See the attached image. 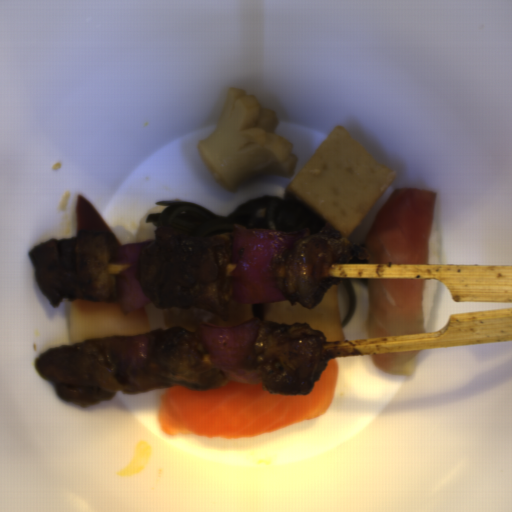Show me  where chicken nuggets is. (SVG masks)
Segmentation results:
<instances>
[{
  "label": "chicken nuggets",
  "mask_w": 512,
  "mask_h": 512,
  "mask_svg": "<svg viewBox=\"0 0 512 512\" xmlns=\"http://www.w3.org/2000/svg\"><path fill=\"white\" fill-rule=\"evenodd\" d=\"M233 232L191 237L170 226L154 230L139 257L138 278L156 308L208 310L229 320L236 263Z\"/></svg>",
  "instance_id": "90cb4de2"
},
{
  "label": "chicken nuggets",
  "mask_w": 512,
  "mask_h": 512,
  "mask_svg": "<svg viewBox=\"0 0 512 512\" xmlns=\"http://www.w3.org/2000/svg\"><path fill=\"white\" fill-rule=\"evenodd\" d=\"M115 237L97 230L79 231L68 239L38 243L29 252L34 278L47 302L118 299L114 259Z\"/></svg>",
  "instance_id": "f4ed5422"
},
{
  "label": "chicken nuggets",
  "mask_w": 512,
  "mask_h": 512,
  "mask_svg": "<svg viewBox=\"0 0 512 512\" xmlns=\"http://www.w3.org/2000/svg\"><path fill=\"white\" fill-rule=\"evenodd\" d=\"M369 258L366 248L327 225L319 233L300 239L285 254L277 255L271 268L281 296L292 306L298 303L312 310L340 281L328 274L331 266L365 264Z\"/></svg>",
  "instance_id": "cc037f56"
},
{
  "label": "chicken nuggets",
  "mask_w": 512,
  "mask_h": 512,
  "mask_svg": "<svg viewBox=\"0 0 512 512\" xmlns=\"http://www.w3.org/2000/svg\"><path fill=\"white\" fill-rule=\"evenodd\" d=\"M326 338L306 323L263 322L255 340L257 368L264 390L273 394H309L326 369L321 358Z\"/></svg>",
  "instance_id": "bb5aeace"
},
{
  "label": "chicken nuggets",
  "mask_w": 512,
  "mask_h": 512,
  "mask_svg": "<svg viewBox=\"0 0 512 512\" xmlns=\"http://www.w3.org/2000/svg\"><path fill=\"white\" fill-rule=\"evenodd\" d=\"M35 365L62 400L77 406L111 400L117 392L139 393L122 379L117 359L92 341L51 349Z\"/></svg>",
  "instance_id": "2cc3b61b"
},
{
  "label": "chicken nuggets",
  "mask_w": 512,
  "mask_h": 512,
  "mask_svg": "<svg viewBox=\"0 0 512 512\" xmlns=\"http://www.w3.org/2000/svg\"><path fill=\"white\" fill-rule=\"evenodd\" d=\"M147 370L159 382L196 390L214 389L226 377L214 366L198 333L175 327L155 330L148 336Z\"/></svg>",
  "instance_id": "73b27043"
}]
</instances>
